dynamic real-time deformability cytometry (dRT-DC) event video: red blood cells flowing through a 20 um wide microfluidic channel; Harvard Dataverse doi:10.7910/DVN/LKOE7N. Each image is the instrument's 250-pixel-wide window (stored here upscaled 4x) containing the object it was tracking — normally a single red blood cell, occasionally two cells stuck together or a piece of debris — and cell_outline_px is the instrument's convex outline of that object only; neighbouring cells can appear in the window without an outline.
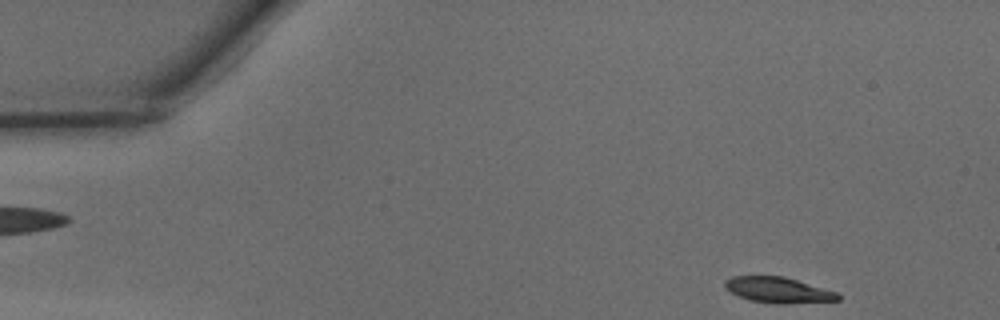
{"species": "common noctule bat (a hibernating species)", "species_latin": "Nyctalus noctula", "temperature_condition": "warm", "stored_images_in_passage": 9, "camera_frame_rate_fps": 3000, "um_per_image_px": 0.085, "animal": {"sex": "male", "body_mass_g": 15.6}, "frame": {"image": 1, "passage_image": 1, "time_ms": 0.0, "image_size_px": [1000, 320], "cell_outline_px": [[840, 300], [784, 304], [776, 304], [752, 300], [740, 296], [724, 288], [724, 280], [732, 276], [784, 276], [836, 292], [840, 296]], "centroid_in_image_um": [66.13, 24.64], "position_along_channel_um": 18.9, "area_um2": 16.76}}